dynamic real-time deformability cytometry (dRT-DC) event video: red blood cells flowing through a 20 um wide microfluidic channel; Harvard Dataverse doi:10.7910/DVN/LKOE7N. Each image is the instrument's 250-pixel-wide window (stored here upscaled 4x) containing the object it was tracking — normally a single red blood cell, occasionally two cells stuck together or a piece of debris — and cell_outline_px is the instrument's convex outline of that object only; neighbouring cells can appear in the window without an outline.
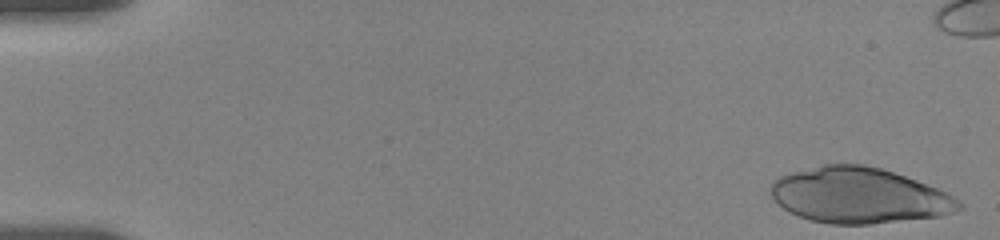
{"species": "human", "species_latin": "Homo sapiens", "temperature_condition": "room temperature", "stored_images_in_passage": 22, "camera_frame_rate_fps": 3000, "um_per_image_px": 0.085, "donor": {"sex": "female"}, "frame": {"image": 1, "passage_image": 1, "time_ms": 0.0, "image_size_px": [1000, 240], "cell_outline_px": [[964, 208], [940, 216], [872, 224], [828, 224], [808, 220], [788, 212], [768, 192], [768, 188], [772, 180], [780, 176], [792, 172], [824, 164], [864, 164], [880, 168], [916, 180], [936, 188], [960, 200], [964, 204]], "centroid_in_image_um": [72.98, 16.62], "position_along_channel_um": 12.0, "area_um2": 61.09}}